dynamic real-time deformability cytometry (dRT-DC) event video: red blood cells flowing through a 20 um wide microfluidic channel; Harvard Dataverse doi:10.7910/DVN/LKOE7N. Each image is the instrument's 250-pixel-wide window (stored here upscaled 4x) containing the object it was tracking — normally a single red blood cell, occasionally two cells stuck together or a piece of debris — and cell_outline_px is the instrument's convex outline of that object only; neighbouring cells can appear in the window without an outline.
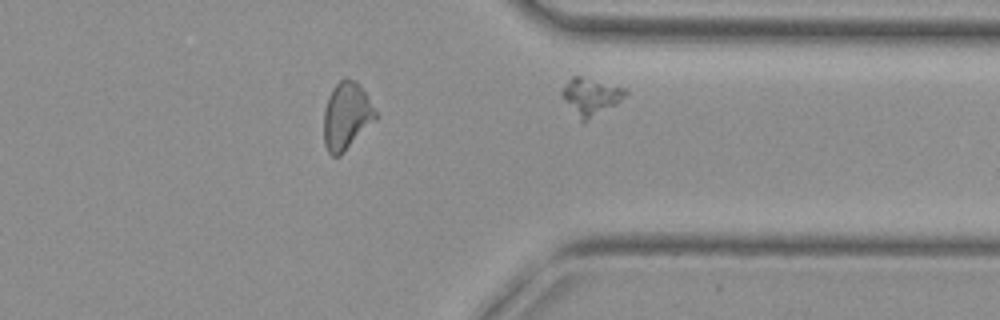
{"species": "common noctule bat (a hibernating species)", "species_latin": "Nyctalus noctula", "temperature_condition": "cold", "stored_images_in_passage": 31, "segment_of_instrument_passage": [2, 2], "camera_frame_rate_fps": 3000, "um_per_image_px": 0.085, "animal": {"sex": "female", "body_mass_g": 29.2, "forearm_length_mm": 56.3}, "frame": {"image": 1, "passage_image": 31, "time_ms": 10.0, "image_size_px": [1000, 320], "cell_outline_px": [[628, 92], [616, 104], [584, 124], [580, 124], [560, 96], [560, 92], [568, 80], [572, 76], [580, 76], [628, 88]], "centroid_in_image_um": [50.17, 8.26], "position_along_channel_um": 361.2, "area_um2": 14.28}}